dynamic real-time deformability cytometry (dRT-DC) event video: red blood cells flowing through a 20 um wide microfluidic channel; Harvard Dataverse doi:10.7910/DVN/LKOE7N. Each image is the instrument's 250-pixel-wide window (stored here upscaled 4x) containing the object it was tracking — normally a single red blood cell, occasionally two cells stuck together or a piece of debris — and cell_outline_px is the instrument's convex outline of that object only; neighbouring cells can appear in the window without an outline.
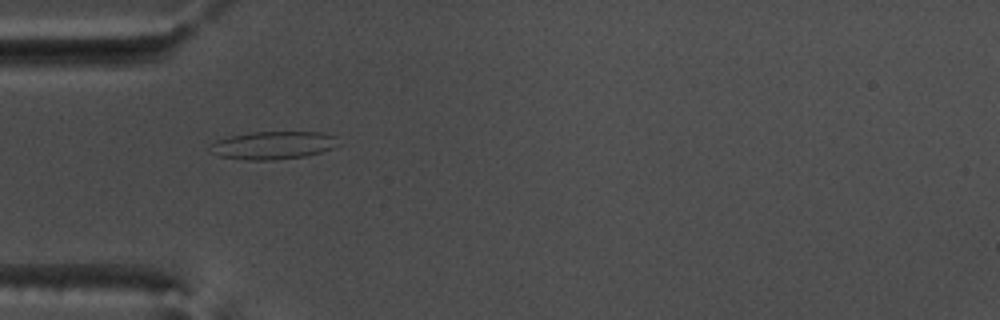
{"species": "common noctule bat (a hibernating species)", "species_latin": "Nyctalus noctula", "temperature_condition": "warm", "stored_images_in_passage": 44, "camera_frame_rate_fps": 3000, "um_per_image_px": 0.085, "animal": {"sex": "male", "body_mass_g": 17.5, "forearm_length_mm": 52.3}, "frame": {"image": 1, "passage_image": 7, "time_ms": 2.0, "image_size_px": [1000, 320], "cell_outline_px": [[340, 144], [332, 148], [320, 152], [304, 156], [272, 160], [244, 160], [220, 156], [208, 152], [208, 148], [216, 140], [232, 136], [252, 132], [320, 132], [336, 136]], "centroid_in_image_um": [23.2, 12.35], "position_along_channel_um": 61.8, "area_um2": 20.87}}
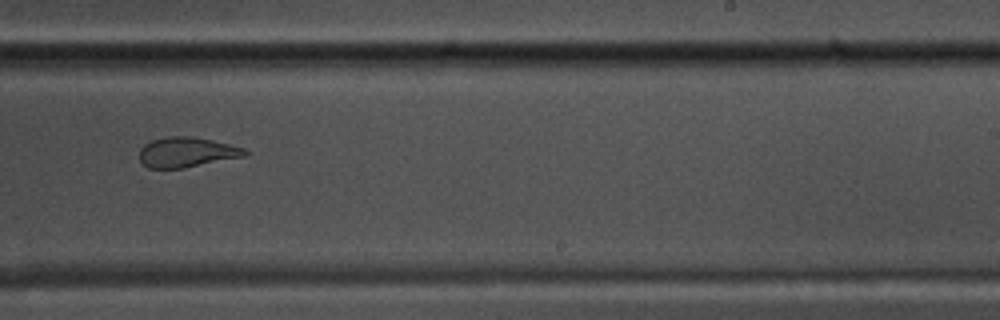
{"frame": {"image": 2, "passage_image": 24, "time_ms": 7.667, "image_size_px": [1000, 320], "cell_outline_px": [[248, 156], [184, 168], [148, 168], [140, 160], [140, 148], [144, 144], [152, 140], [168, 136], [192, 136], [212, 140], [244, 148], [248, 152]], "centroid_in_image_um": [15.89, 12.94], "position_along_channel_um": 273.1, "area_um2": 18.55}}
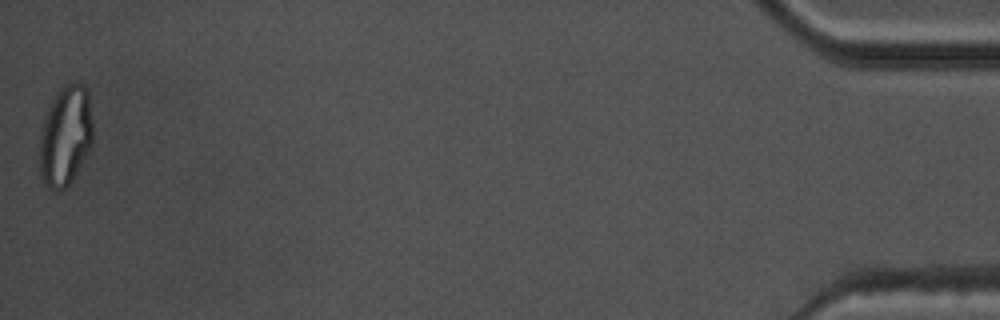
{"frame": {"image": 3, "passage_image": 44, "time_ms": 14.333, "image_size_px": [1000, 320], "cell_outline_px": [[92, 144], [88, 152], [72, 180], [60, 192], [56, 192], [48, 188], [40, 176], [40, 132], [48, 108], [56, 92], [64, 84], [72, 80], [84, 84], [88, 92], [92, 120]], "centroid_in_image_um": [5.56, 11.52], "position_along_channel_um": 429.6, "area_um2": 31.39}, "authors_computed_cell_mechanics": {"area_um2": 20.7502, "velocity_mm_per_s": 3.7712, "shape_relaxation_time_tau1_ms": null, "shape_relaxation_time_tau2_ms": 1.5936, "deformation_change_tau1": null, "deformation_change_tau2": 0.0982}}